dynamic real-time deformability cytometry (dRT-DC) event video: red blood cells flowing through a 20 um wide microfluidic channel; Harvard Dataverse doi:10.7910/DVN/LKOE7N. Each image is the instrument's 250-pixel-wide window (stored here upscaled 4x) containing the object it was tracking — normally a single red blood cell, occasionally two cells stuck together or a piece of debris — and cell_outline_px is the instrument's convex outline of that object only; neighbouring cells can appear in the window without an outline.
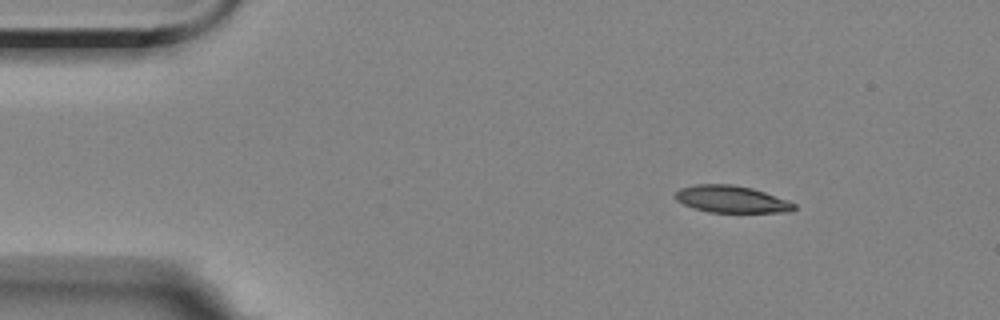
{"species": "Egyptian fruit bat (a non-hibernating species)", "species_latin": "Rousettus aegyptiacus", "temperature_condition": "room temperature", "stored_images_in_passage": 5, "camera_frame_rate_fps": 3000, "um_per_image_px": 0.085, "animal": {"sex": "female"}, "frame": {"image": 1, "passage_image": 1, "time_ms": 0.0, "image_size_px": [1000, 320], "cell_outline_px": [[796, 208], [792, 212], [708, 212], [692, 208], [676, 200], [672, 196], [680, 188], [696, 184], [732, 184], [752, 188], [764, 192], [796, 204]], "centroid_in_image_um": [62.13, 16.93], "position_along_channel_um": 22.9, "area_um2": 18.73}}
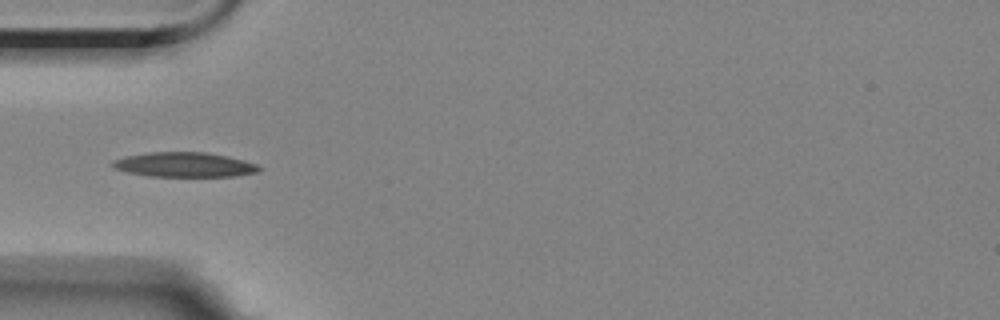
{"frame": {"image": 2, "passage_image": 4, "time_ms": 3.333, "image_size_px": [1000, 320], "cell_outline_px": [[260, 172], [232, 176], [148, 176], [128, 172], [116, 168], [112, 164], [116, 160], [128, 156], [148, 152], [204, 152], [228, 156], [244, 160], [256, 164], [260, 168]], "centroid_in_image_um": [15.73, 14.0], "position_along_channel_um": 69.3, "area_um2": 20.75}}
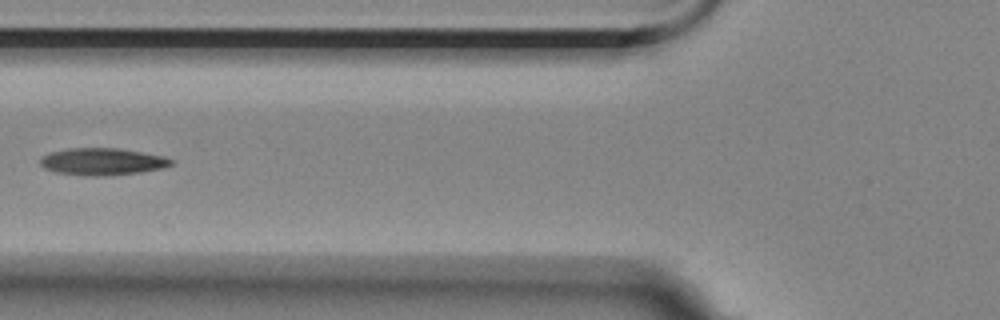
{"frame": {"image": 3, "passage_image": 5, "time_ms": 4.667, "image_size_px": [1000, 320], "cell_outline_px": [[172, 164], [164, 168], [140, 172], [100, 176], [88, 176], [56, 172], [44, 168], [40, 164], [40, 160], [44, 156], [52, 152], [68, 148], [116, 148], [164, 156], [172, 160]], "centroid_in_image_um": [8.7, 13.74], "position_along_channel_um": 117.1, "area_um2": 20.4}}